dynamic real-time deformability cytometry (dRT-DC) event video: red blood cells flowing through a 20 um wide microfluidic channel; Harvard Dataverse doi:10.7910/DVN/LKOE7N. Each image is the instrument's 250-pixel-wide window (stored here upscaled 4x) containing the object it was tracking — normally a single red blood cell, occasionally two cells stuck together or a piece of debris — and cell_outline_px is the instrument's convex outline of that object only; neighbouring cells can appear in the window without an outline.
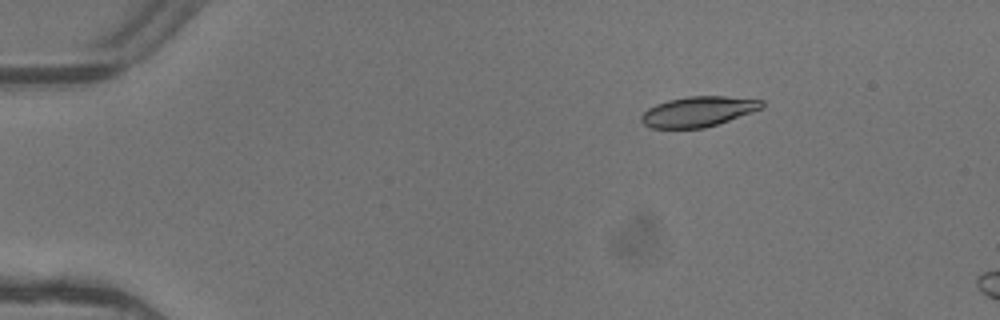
{"species": "common noctule bat (a hibernating species)", "species_latin": "Nyctalus noctula", "temperature_condition": "warm", "stored_images_in_passage": 6, "camera_frame_rate_fps": 3000, "um_per_image_px": 0.085, "animal": {"sex": "female"}, "frame": {"image": 1, "passage_image": 3, "time_ms": 0.667, "image_size_px": [1000, 320], "cell_outline_px": [[764, 108], [704, 128], [652, 128], [644, 124], [640, 120], [640, 116], [648, 108], [656, 104], [668, 100], [688, 96], [724, 96], [764, 100]], "centroid_in_image_um": [59.34, 9.47], "position_along_channel_um": 25.7, "area_um2": 21.15}}